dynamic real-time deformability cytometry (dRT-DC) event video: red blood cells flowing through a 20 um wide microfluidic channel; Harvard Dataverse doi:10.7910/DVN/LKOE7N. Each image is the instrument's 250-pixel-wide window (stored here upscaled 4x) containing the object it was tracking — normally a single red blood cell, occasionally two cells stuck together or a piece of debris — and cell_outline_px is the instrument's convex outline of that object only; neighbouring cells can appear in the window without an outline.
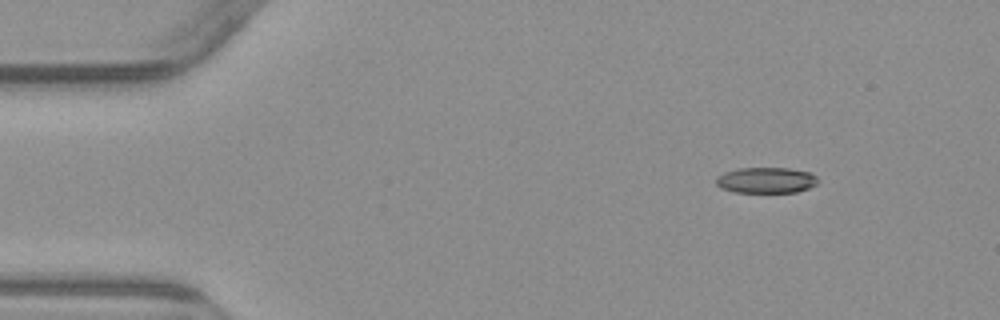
{"species": "common noctule bat (a hibernating species)", "species_latin": "Nyctalus noctula", "temperature_condition": "warm", "stored_images_in_passage": 6, "camera_frame_rate_fps": 3000, "um_per_image_px": 0.085, "animal": {"sex": "male", "body_mass_g": 23.1, "forearm_length_mm": 52.7}, "frame": {"image": 1, "passage_image": 2, "time_ms": 2.0, "image_size_px": [1000, 320], "cell_outline_px": [[820, 180], [816, 184], [808, 188], [796, 192], [736, 192], [720, 188], [716, 184], [716, 176], [724, 172], [736, 168], [788, 168], [808, 172], [816, 176]], "centroid_in_image_um": [65.1, 15.31], "position_along_channel_um": 19.9, "area_um2": 15.37}}
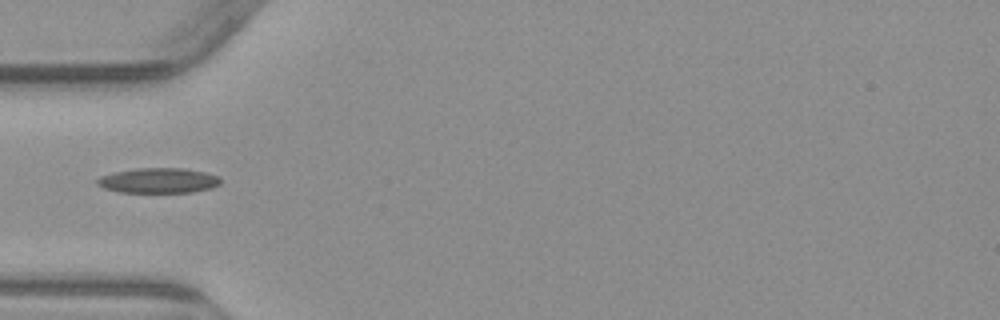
{"frame": {"image": 2, "passage_image": 5, "time_ms": 5.667, "image_size_px": [1000, 320], "cell_outline_px": [[220, 184], [212, 188], [192, 192], [120, 192], [104, 188], [96, 184], [96, 180], [100, 176], [116, 172], [136, 168], [184, 168], [204, 172], [220, 176]], "centroid_in_image_um": [13.48, 15.34], "position_along_channel_um": 71.5, "area_um2": 18.03}}
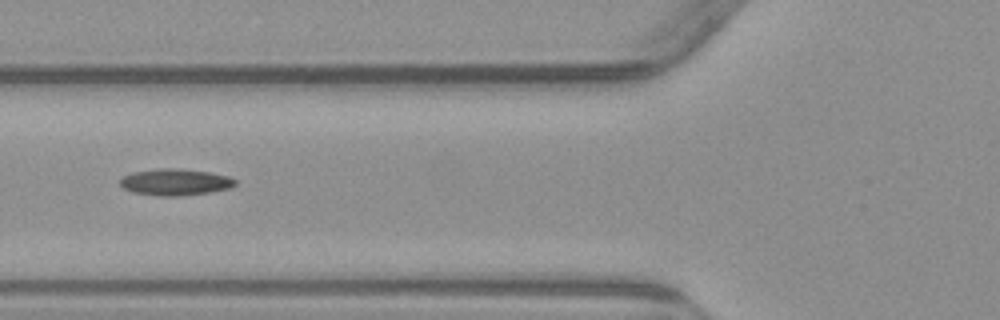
{"frame": {"image": 3, "passage_image": 6, "time_ms": 6.667, "image_size_px": [1000, 320], "cell_outline_px": [[236, 184], [232, 188], [208, 192], [180, 196], [160, 196], [132, 192], [124, 188], [120, 184], [120, 180], [124, 176], [132, 172], [156, 168], [176, 168], [208, 172], [228, 176], [236, 180]], "centroid_in_image_um": [14.89, 15.47], "position_along_channel_um": 110.9, "area_um2": 17.8}}